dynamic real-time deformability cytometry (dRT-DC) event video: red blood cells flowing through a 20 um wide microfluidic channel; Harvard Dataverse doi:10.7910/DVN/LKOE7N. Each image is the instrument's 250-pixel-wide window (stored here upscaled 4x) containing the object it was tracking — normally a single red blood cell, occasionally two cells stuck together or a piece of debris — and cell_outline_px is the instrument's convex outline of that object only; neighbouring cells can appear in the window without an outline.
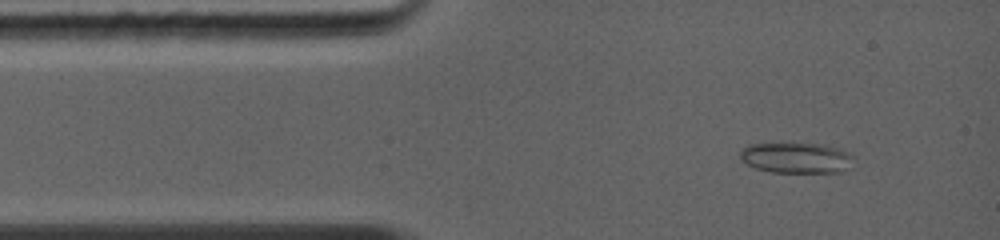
{"species": "common noctule bat (a hibernating species)", "species_latin": "Nyctalus noctula", "temperature_condition": "warm", "stored_images_in_passage": 42, "camera_frame_rate_fps": 5000, "um_per_image_px": 0.085, "animal": {"sex": "female", "body_mass_g": 19.0, "forearm_length_mm": 56.7}, "frame": {"image": 1, "passage_image": 3, "time_ms": 0.6, "image_size_px": [1000, 240], "cell_outline_px": [[856, 156], [840, 172], [772, 172], [756, 168], [740, 160], [740, 152], [748, 144], [780, 140], [784, 140], [824, 144], [852, 152]], "centroid_in_image_um": [67.64, 13.34], "position_along_channel_um": 17.4, "area_um2": 21.21}}
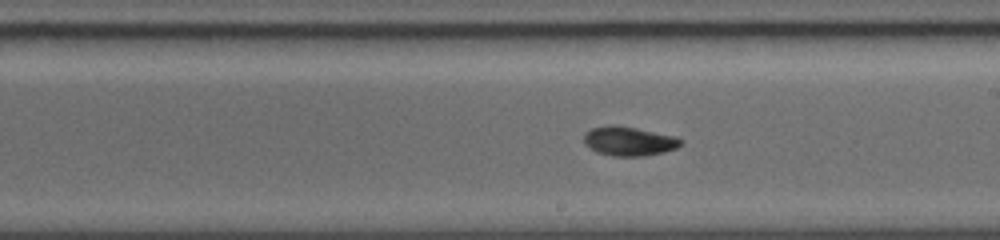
{"frame": {"image": 2, "passage_image": 21, "time_ms": 6.4, "image_size_px": [1000, 240], "cell_outline_px": [[684, 140], [676, 148], [664, 152], [644, 156], [612, 156], [596, 152], [584, 144], [584, 132], [592, 128], [608, 124], [616, 124], [676, 136]], "centroid_in_image_um": [53.44, 11.99], "position_along_channel_um": 235.6, "area_um2": 16.7}}
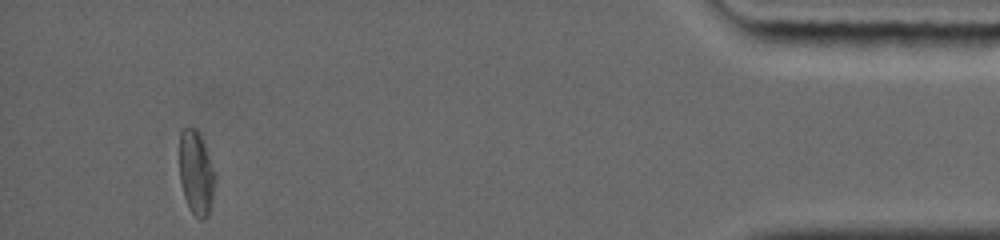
{"frame": {"image": 3, "passage_image": 39, "time_ms": 12.4, "image_size_px": [1000, 240], "cell_outline_px": [[216, 180], [212, 200], [208, 216], [204, 220], [200, 220], [192, 212], [184, 196], [180, 180], [180, 132], [184, 128], [196, 128], [200, 132], [216, 176]], "centroid_in_image_um": [16.69, 14.7], "position_along_channel_um": 418.5, "area_um2": 17.46}, "authors_computed_cell_mechanics": {"area_um2": 16.8776, "velocity_mm_per_s": 4.4324, "shape_relaxation_time_tau1_ms": 3.0589, "shape_relaxation_time_tau2_ms": null, "deformation_change_tau1": 0.1161, "deformation_change_tau2": null}}